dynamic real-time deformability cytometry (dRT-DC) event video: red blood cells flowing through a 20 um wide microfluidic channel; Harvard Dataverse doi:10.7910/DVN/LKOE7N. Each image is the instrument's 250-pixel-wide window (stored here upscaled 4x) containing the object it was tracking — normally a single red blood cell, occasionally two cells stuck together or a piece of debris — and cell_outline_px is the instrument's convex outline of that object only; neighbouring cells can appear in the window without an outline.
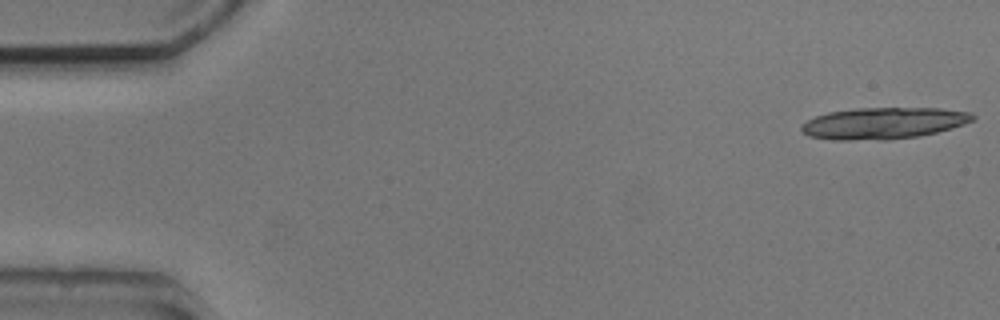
{"species": "common noctule bat (a hibernating species)", "species_latin": "Nyctalus noctula", "temperature_condition": "cold", "stored_images_in_passage": 6, "camera_frame_rate_fps": 3000, "um_per_image_px": 0.085, "animal": {"sex": "male", "body_mass_g": 20.5, "forearm_length_mm": 52.5}, "frame": {"image": 1, "passage_image": 1, "time_ms": 0.0, "image_size_px": [1000, 320], "cell_outline_px": [[976, 116], [972, 120], [964, 124], [936, 132], [920, 136], [888, 140], [832, 140], [808, 136], [800, 128], [800, 124], [816, 116], [828, 112], [856, 108], [940, 108], [972, 112]], "centroid_in_image_um": [75.08, 10.47], "position_along_channel_um": 9.9, "area_um2": 31.67}}